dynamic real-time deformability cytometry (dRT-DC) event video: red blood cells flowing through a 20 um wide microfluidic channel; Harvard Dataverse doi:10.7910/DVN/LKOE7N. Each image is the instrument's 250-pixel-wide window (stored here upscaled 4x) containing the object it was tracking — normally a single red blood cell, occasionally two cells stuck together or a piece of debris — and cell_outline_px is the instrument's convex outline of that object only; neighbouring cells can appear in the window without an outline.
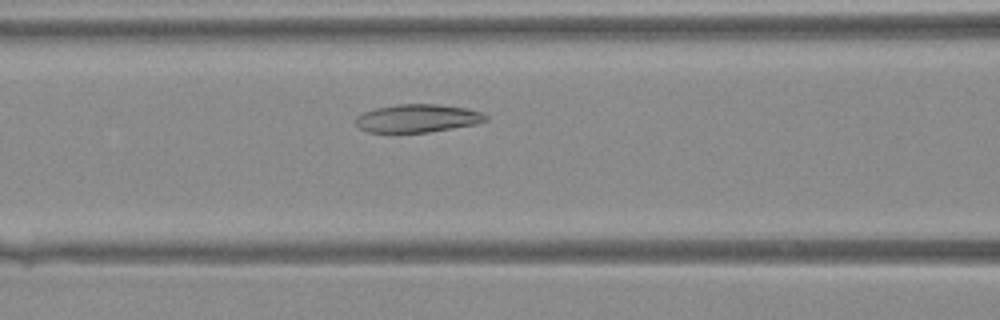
{"species": "Egyptian fruit bat (a non-hibernating species)", "species_latin": "Rousettus aegyptiacus", "temperature_condition": "warm", "stored_images_in_passage": 35, "camera_frame_rate_fps": 3000, "um_per_image_px": 0.085, "animal": {"sex": "female"}, "frame": {"image": 1, "passage_image": 11, "time_ms": 3.333, "image_size_px": [1000, 320], "cell_outline_px": [[488, 120], [476, 124], [428, 132], [368, 132], [360, 128], [356, 124], [356, 116], [364, 112], [376, 108], [396, 104], [436, 104], [468, 108], [484, 112], [488, 116]], "centroid_in_image_um": [35.53, 10.04], "position_along_channel_um": 131.1, "area_um2": 21.33}}
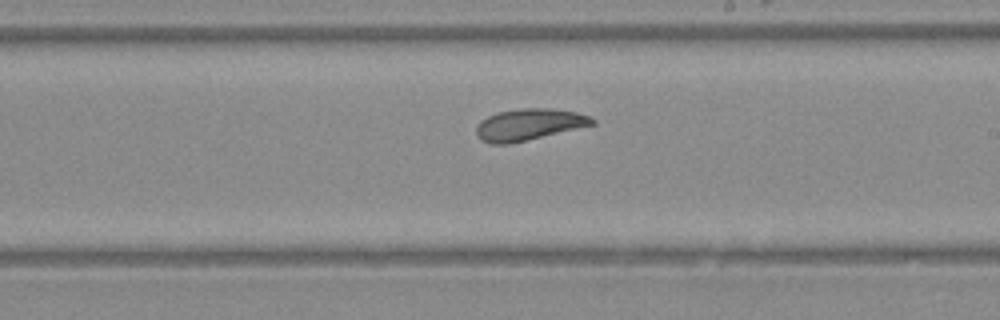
{"frame": {"image": 2, "passage_image": 18, "time_ms": 5.667, "image_size_px": [1000, 320], "cell_outline_px": [[596, 124], [508, 144], [492, 144], [480, 140], [476, 136], [476, 124], [480, 120], [488, 116], [500, 112], [520, 108], [552, 108], [576, 112], [592, 116], [596, 120]], "centroid_in_image_um": [44.95, 10.58], "position_along_channel_um": 244.0, "area_um2": 21.39}}
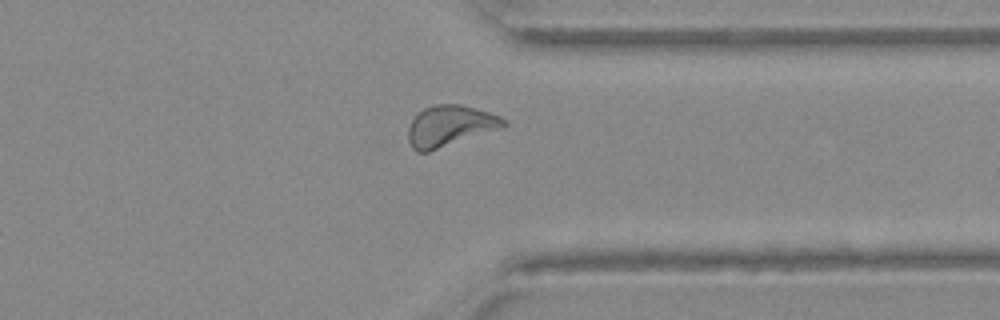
{"frame": {"image": 3, "passage_image": 26, "time_ms": 8.333, "image_size_px": [1000, 320], "cell_outline_px": [[508, 124], [504, 128], [428, 152], [416, 152], [412, 148], [408, 140], [408, 128], [412, 120], [424, 108], [436, 104], [460, 104], [476, 108], [500, 116], [508, 120]], "centroid_in_image_um": [38.29, 10.71], "position_along_channel_um": 373.1, "area_um2": 23.0}}